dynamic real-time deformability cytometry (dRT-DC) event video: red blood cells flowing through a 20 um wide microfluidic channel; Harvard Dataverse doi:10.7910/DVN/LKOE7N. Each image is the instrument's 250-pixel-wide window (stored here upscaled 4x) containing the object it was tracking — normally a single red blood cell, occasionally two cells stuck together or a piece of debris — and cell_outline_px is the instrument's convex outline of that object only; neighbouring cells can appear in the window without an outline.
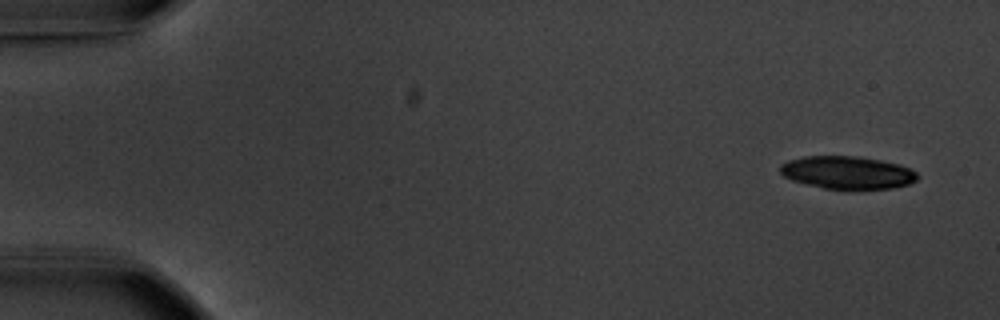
{"species": "common noctule bat (a hibernating species)", "species_latin": "Nyctalus noctula", "temperature_condition": "warm", "stored_images_in_passage": 3, "camera_frame_rate_fps": 3000, "um_per_image_px": 0.085, "animal": {"sex": "male", "body_mass_g": 20.1, "forearm_length_mm": 53.5}, "frame": {"image": 1, "passage_image": 1, "time_ms": 0.0, "image_size_px": [1000, 320], "cell_outline_px": [[920, 176], [916, 180], [908, 184], [892, 188], [848, 192], [824, 188], [792, 180], [784, 176], [780, 172], [780, 164], [788, 160], [804, 156], [856, 156], [880, 160], [900, 164], [916, 172]], "centroid_in_image_um": [72.04, 14.7], "position_along_channel_um": 13.0, "area_um2": 26.88}}